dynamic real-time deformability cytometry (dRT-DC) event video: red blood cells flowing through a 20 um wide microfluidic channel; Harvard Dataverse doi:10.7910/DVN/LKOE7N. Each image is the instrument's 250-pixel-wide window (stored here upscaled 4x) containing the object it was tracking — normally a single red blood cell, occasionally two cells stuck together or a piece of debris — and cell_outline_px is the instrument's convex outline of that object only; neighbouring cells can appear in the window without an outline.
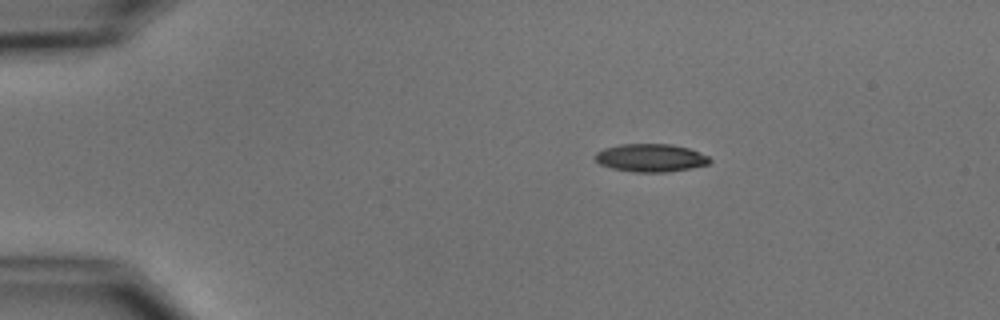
{"species": "common noctule bat (a hibernating species)", "species_latin": "Nyctalus noctula", "temperature_condition": "cold", "stored_images_in_passage": 5, "camera_frame_rate_fps": 3000, "um_per_image_px": 0.085, "animal": {"sex": "male", "body_mass_g": 15.6}, "frame": {"image": 1, "passage_image": 3, "time_ms": 2.333, "image_size_px": [1000, 320], "cell_outline_px": [[712, 160], [708, 164], [692, 168], [668, 172], [632, 172], [612, 168], [600, 164], [592, 156], [596, 152], [604, 148], [620, 144], [672, 144], [688, 148], [708, 156]], "centroid_in_image_um": [55.29, 13.42], "position_along_channel_um": 29.7, "area_um2": 18.79}}